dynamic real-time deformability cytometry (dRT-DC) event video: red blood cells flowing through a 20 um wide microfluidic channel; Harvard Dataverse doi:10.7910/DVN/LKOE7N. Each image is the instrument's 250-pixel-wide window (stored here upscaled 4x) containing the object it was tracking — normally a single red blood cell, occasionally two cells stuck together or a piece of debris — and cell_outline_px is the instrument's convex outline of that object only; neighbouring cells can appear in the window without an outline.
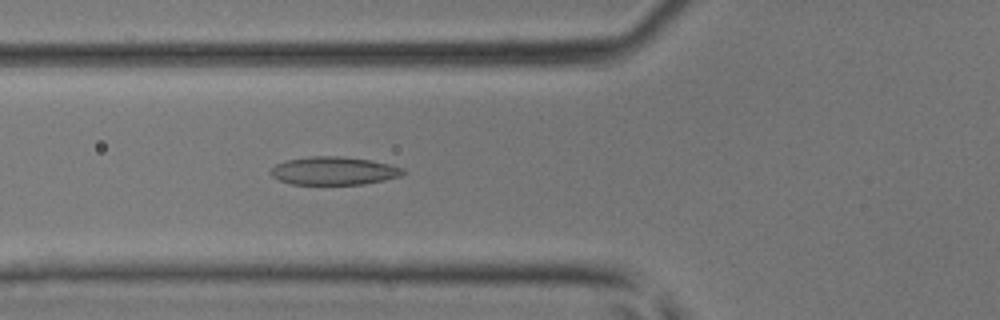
{"species": "common noctule bat (a hibernating species)", "species_latin": "Nyctalus noctula", "temperature_condition": "room temperature", "stored_images_in_passage": 44, "camera_frame_rate_fps": 3000, "um_per_image_px": 0.085, "animal": {"sex": "male", "body_mass_g": 17.9, "forearm_length_mm": 54.2}, "frame": {"image": 1, "passage_image": 16, "time_ms": 5.0, "image_size_px": [1000, 320], "cell_outline_px": [[408, 172], [400, 176], [384, 180], [364, 184], [292, 184], [280, 180], [272, 176], [272, 168], [276, 164], [284, 160], [312, 156], [340, 156], [372, 160], [388, 164], [400, 168]], "centroid_in_image_um": [28.38, 14.51], "position_along_channel_um": 97.4, "area_um2": 21.56}}
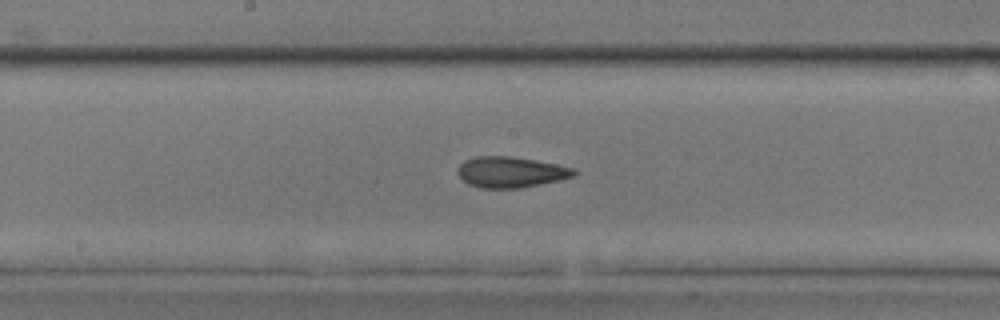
{"frame": {"image": 2, "passage_image": 23, "time_ms": 7.333, "image_size_px": [1000, 320], "cell_outline_px": [[576, 172], [572, 176], [560, 180], [520, 188], [480, 188], [468, 184], [456, 172], [456, 168], [464, 160], [476, 156], [508, 156], [536, 160], [576, 168]], "centroid_in_image_um": [43.38, 14.62], "position_along_channel_um": 204.8, "area_um2": 20.92}}
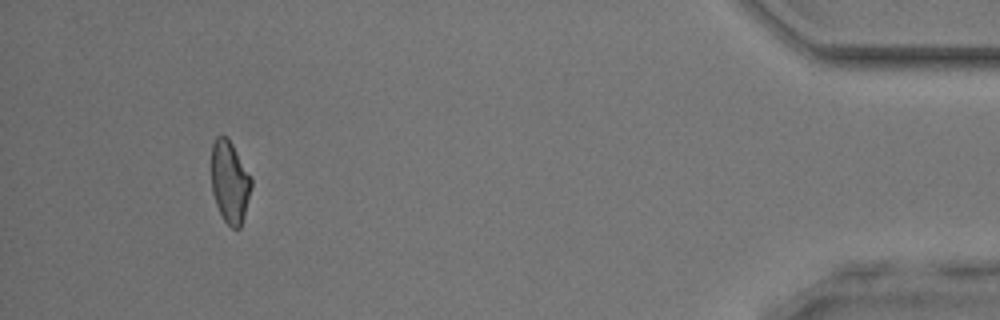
{"frame": {"image": 3, "passage_image": 41, "time_ms": 13.333, "image_size_px": [1000, 320], "cell_outline_px": [[252, 184], [244, 216], [240, 228], [232, 228], [224, 220], [216, 204], [212, 192], [212, 144], [216, 136], [224, 136], [232, 144], [252, 176]], "centroid_in_image_um": [19.54, 15.47], "position_along_channel_um": 415.7, "area_um2": 18.96}}